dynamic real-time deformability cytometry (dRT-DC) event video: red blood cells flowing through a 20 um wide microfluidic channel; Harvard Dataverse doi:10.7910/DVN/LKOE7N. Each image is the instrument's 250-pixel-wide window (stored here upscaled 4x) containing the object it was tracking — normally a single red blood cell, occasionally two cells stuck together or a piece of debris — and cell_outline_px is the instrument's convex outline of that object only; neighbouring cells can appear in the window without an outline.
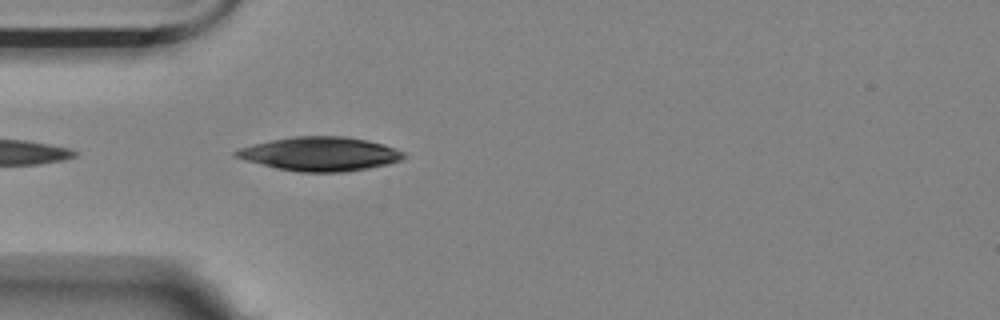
{"species": "Egyptian fruit bat (a non-hibernating species)", "species_latin": "Rousettus aegyptiacus", "temperature_condition": "room temperature", "stored_images_in_passage": 1, "camera_frame_rate_fps": 3000, "um_per_image_px": 0.085, "animal": {"sex": "female"}, "frame": {"image": 1, "passage_image": 1, "time_ms": 0.0, "image_size_px": [1000, 320], "cell_outline_px": [[404, 156], [400, 160], [388, 164], [368, 168], [344, 172], [300, 172], [276, 168], [232, 156], [232, 152], [240, 148], [252, 144], [292, 136], [344, 136], [368, 140], [384, 144], [404, 152]], "centroid_in_image_um": [27.19, 13.08], "position_along_channel_um": 57.8, "area_um2": 33.12}}